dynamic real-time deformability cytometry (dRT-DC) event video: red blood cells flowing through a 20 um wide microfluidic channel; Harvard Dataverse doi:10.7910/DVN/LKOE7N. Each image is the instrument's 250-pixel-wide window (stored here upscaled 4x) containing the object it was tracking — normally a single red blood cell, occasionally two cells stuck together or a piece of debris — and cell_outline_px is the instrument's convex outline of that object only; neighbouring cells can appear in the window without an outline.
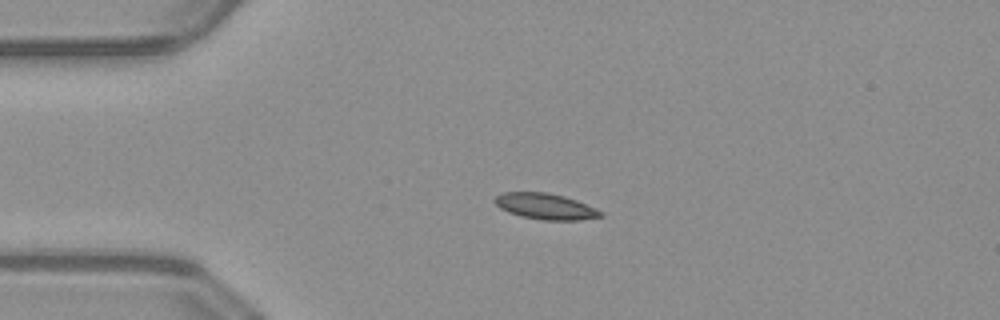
{"species": "common noctule bat (a hibernating species)", "species_latin": "Nyctalus noctula", "temperature_condition": "warm", "stored_images_in_passage": 40, "camera_frame_rate_fps": 3000, "um_per_image_px": 0.085, "animal": {"sex": "male", "body_mass_g": 23.1, "forearm_length_mm": 52.7}, "frame": {"image": 1, "passage_image": 1, "time_ms": 0.0, "image_size_px": [1000, 320], "cell_outline_px": [[604, 216], [580, 220], [540, 220], [520, 216], [508, 212], [500, 208], [492, 200], [496, 196], [504, 192], [548, 192], [564, 196], [576, 200], [596, 208], [604, 212]], "centroid_in_image_um": [46.37, 17.54], "position_along_channel_um": 38.6, "area_um2": 16.18}}
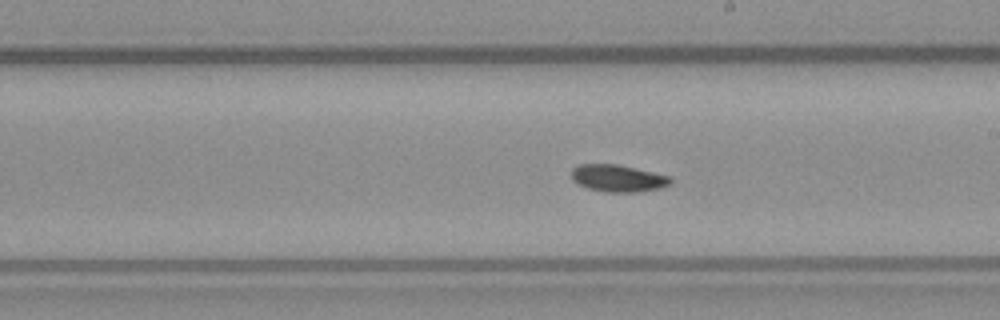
{"frame": {"image": 2, "passage_image": 18, "time_ms": 5.667, "image_size_px": [1000, 320], "cell_outline_px": [[672, 184], [660, 188], [640, 192], [604, 192], [588, 188], [576, 184], [572, 180], [572, 168], [580, 164], [616, 164], [636, 168], [672, 176]], "centroid_in_image_um": [52.55, 15.16], "position_along_channel_um": 236.5, "area_um2": 15.9}}
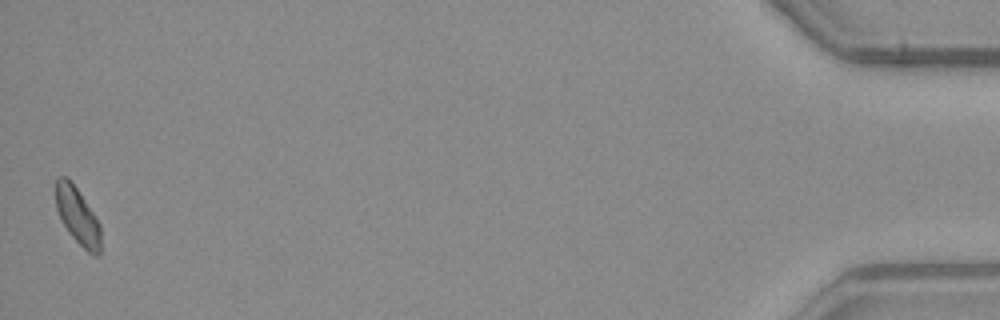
{"frame": {"image": 3, "passage_image": 40, "time_ms": 13.0, "image_size_px": [1000, 320], "cell_outline_px": [[100, 256], [96, 256], [88, 252], [68, 232], [56, 208], [56, 180], [60, 176], [68, 176], [100, 224]], "centroid_in_image_um": [6.59, 18.36], "position_along_channel_um": 428.6, "area_um2": 14.57}}